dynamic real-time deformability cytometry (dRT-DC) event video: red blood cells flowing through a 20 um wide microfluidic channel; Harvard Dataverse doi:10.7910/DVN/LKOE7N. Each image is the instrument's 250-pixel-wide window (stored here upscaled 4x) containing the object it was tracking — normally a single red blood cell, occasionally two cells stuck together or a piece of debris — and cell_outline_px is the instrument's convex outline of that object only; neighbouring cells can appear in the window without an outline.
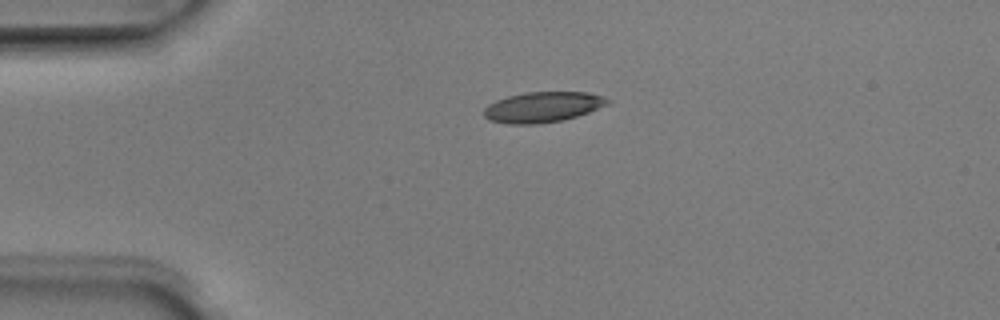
{"species": "Egyptian fruit bat (a non-hibernating species)", "species_latin": "Rousettus aegyptiacus", "temperature_condition": "room temperature", "stored_images_in_passage": 2, "camera_frame_rate_fps": 3000, "um_per_image_px": 0.085, "animal": {"sex": "male"}, "frame": {"image": 1, "passage_image": 1, "time_ms": 0.0, "image_size_px": [1000, 320], "cell_outline_px": [[612, 100], [608, 104], [588, 112], [576, 116], [560, 120], [540, 124], [508, 124], [488, 120], [484, 116], [484, 108], [488, 104], [496, 100], [508, 96], [524, 92], [588, 92], [604, 96]], "centroid_in_image_um": [46.12, 9.09], "position_along_channel_um": 38.9, "area_um2": 22.02}}